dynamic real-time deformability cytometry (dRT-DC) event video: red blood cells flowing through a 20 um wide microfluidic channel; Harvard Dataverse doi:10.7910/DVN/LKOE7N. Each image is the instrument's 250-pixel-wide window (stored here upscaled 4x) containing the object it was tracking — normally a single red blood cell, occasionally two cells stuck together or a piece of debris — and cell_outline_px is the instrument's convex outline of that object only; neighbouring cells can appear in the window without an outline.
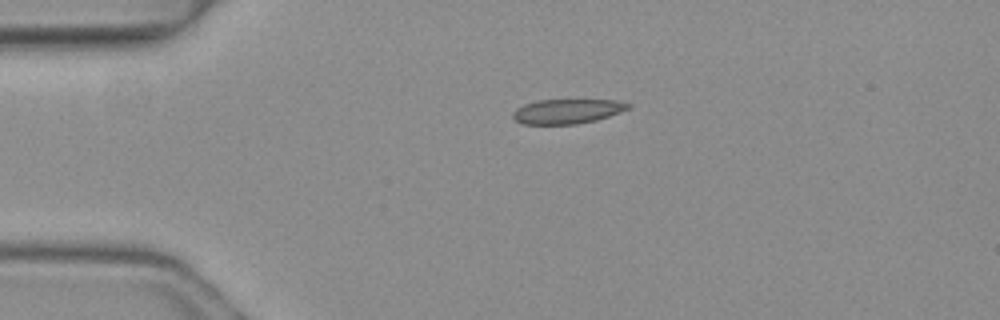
{"species": "common noctule bat (a hibernating species)", "species_latin": "Nyctalus noctula", "temperature_condition": "warm", "stored_images_in_passage": 2, "camera_frame_rate_fps": 3000, "um_per_image_px": 0.085, "animal": {"sex": "female", "body_mass_g": 19.3, "forearm_length_mm": 54.1}, "frame": {"image": 1, "passage_image": 1, "time_ms": 0.0, "image_size_px": [1000, 320], "cell_outline_px": [[632, 108], [596, 120], [576, 124], [524, 124], [516, 120], [512, 116], [512, 112], [516, 108], [524, 104], [536, 100], [620, 100], [632, 104]], "centroid_in_image_um": [48.24, 9.45], "position_along_channel_um": 36.8, "area_um2": 16.65}}